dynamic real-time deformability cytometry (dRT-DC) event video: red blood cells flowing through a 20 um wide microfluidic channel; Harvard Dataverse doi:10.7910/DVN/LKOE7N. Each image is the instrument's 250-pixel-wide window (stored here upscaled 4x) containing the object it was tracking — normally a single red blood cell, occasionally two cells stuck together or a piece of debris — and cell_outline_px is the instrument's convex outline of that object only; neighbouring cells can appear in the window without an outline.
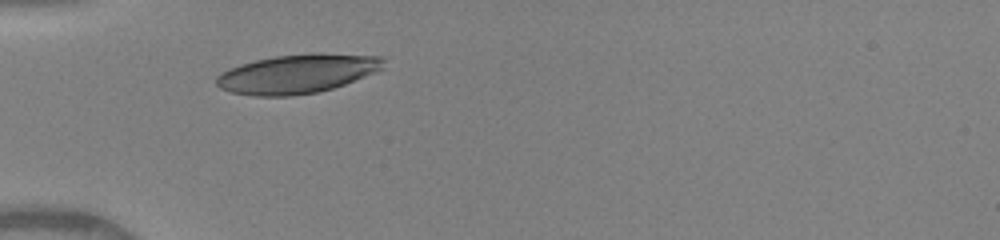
{"species": "human", "species_latin": "Homo sapiens", "temperature_condition": "warm", "stored_images_in_passage": 30, "camera_frame_rate_fps": 3000, "um_per_image_px": 0.085, "donor": {"sex": "female"}, "frame": {"image": 1, "passage_image": 1, "time_ms": 0.0, "image_size_px": [1000, 240], "cell_outline_px": [[384, 68], [376, 72], [344, 84], [332, 88], [316, 92], [292, 96], [252, 96], [232, 92], [220, 88], [216, 84], [216, 76], [220, 72], [228, 68], [240, 64], [256, 60], [276, 56], [312, 52], [320, 52], [384, 56]], "centroid_in_image_um": [25.28, 6.25], "position_along_channel_um": 59.7, "area_um2": 38.38}}
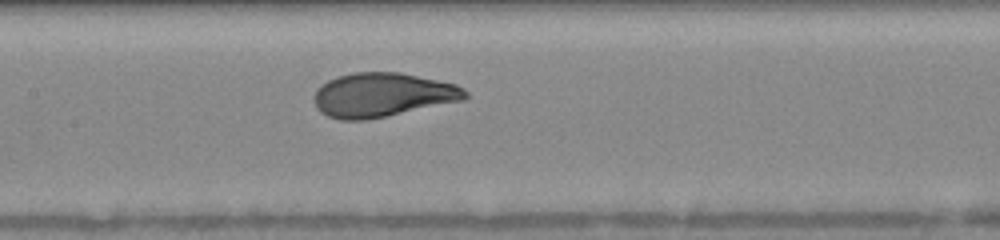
{"frame": {"image": 2, "passage_image": 10, "time_ms": 3.0, "image_size_px": [1000, 240], "cell_outline_px": [[468, 96], [464, 100], [368, 120], [340, 120], [328, 116], [320, 112], [316, 108], [312, 100], [316, 88], [320, 84], [328, 80], [352, 72], [400, 72], [456, 84], [464, 88], [468, 92]], "centroid_in_image_um": [32.48, 8.07], "position_along_channel_um": 174.9, "area_um2": 39.19}}
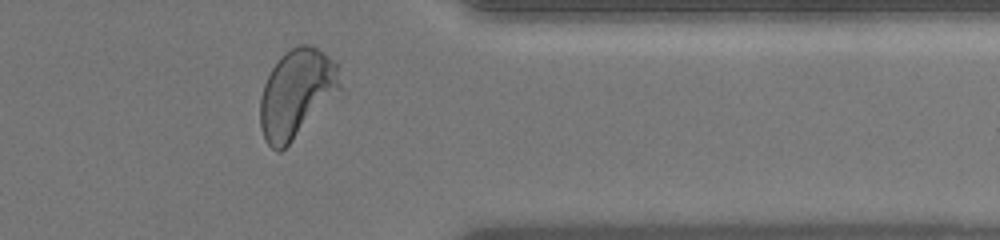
{"frame": {"image": 3, "passage_image": 26, "time_ms": 8.333, "image_size_px": [1000, 240], "cell_outline_px": [[340, 88], [292, 140], [280, 152], [276, 152], [264, 140], [260, 128], [260, 96], [264, 84], [272, 68], [280, 56], [284, 52], [296, 44], [312, 44], [332, 60], [336, 64]], "centroid_in_image_um": [25.13, 7.92], "position_along_channel_um": 386.3, "area_um2": 40.23}, "authors_computed_cell_mechanics": {"area_um2": 38.9283, "velocity_mm_per_s": 4.0881, "shape_relaxation_time_tau1_ms": 2.9916, "shape_relaxation_time_tau2_ms": null, "deformation_change_tau1": 0.1822, "deformation_change_tau2": null}}